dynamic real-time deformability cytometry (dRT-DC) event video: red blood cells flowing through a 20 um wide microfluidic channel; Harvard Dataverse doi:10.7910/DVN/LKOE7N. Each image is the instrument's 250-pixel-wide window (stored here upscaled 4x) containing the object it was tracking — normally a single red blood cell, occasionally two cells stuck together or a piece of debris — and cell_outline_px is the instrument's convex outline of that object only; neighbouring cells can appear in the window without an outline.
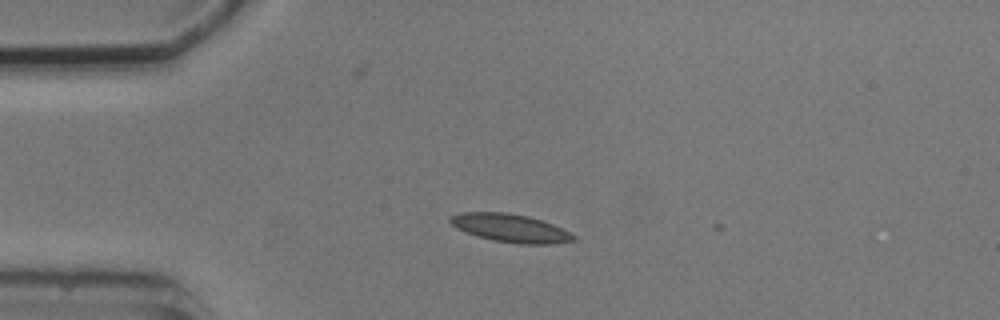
{"species": "common noctule bat (a hibernating species)", "species_latin": "Nyctalus noctula", "temperature_condition": "cold", "stored_images_in_passage": 4, "camera_frame_rate_fps": 3000, "um_per_image_px": 0.085, "animal": {"sex": "male", "body_mass_g": 20.5, "forearm_length_mm": 52.5}, "frame": {"image": 1, "passage_image": 3, "time_ms": 2.667, "image_size_px": [1000, 320], "cell_outline_px": [[576, 240], [552, 244], [516, 244], [492, 240], [476, 236], [464, 232], [456, 228], [448, 220], [452, 216], [460, 212], [508, 212], [528, 216], [552, 224], [576, 236]], "centroid_in_image_um": [43.35, 19.39], "position_along_channel_um": 41.6, "area_um2": 20.29}}